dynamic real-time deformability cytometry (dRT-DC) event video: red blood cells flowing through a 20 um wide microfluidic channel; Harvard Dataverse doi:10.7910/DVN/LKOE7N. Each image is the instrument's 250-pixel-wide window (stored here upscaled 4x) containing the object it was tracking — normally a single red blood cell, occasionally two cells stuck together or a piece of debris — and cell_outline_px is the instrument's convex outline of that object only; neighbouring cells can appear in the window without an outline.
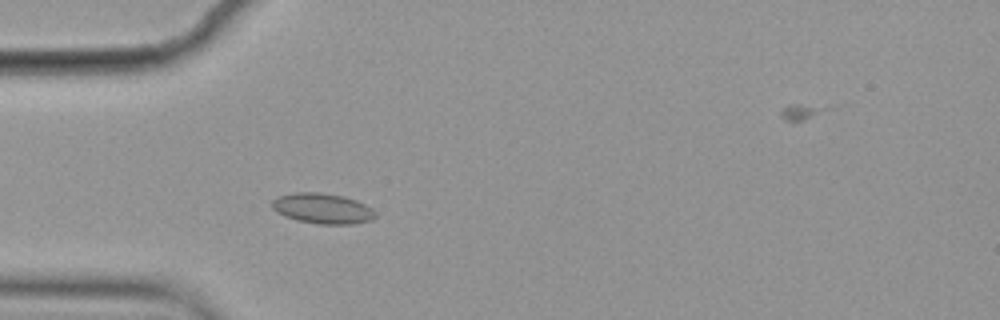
{"species": "common noctule bat (a hibernating species)", "species_latin": "Nyctalus noctula", "temperature_condition": "cold", "stored_images_in_passage": 4, "camera_frame_rate_fps": 3000, "um_per_image_px": 0.085, "animal": {"sex": "female", "body_mass_g": 19.9}, "frame": {"image": 1, "passage_image": 3, "time_ms": 0.667, "image_size_px": [1000, 320], "cell_outline_px": [[376, 216], [372, 220], [352, 224], [320, 224], [296, 220], [284, 216], [276, 212], [272, 208], [272, 200], [276, 196], [296, 192], [320, 192], [344, 196], [356, 200], [372, 208], [376, 212]], "centroid_in_image_um": [27.4, 17.71], "position_along_channel_um": 57.6, "area_um2": 18.5}}